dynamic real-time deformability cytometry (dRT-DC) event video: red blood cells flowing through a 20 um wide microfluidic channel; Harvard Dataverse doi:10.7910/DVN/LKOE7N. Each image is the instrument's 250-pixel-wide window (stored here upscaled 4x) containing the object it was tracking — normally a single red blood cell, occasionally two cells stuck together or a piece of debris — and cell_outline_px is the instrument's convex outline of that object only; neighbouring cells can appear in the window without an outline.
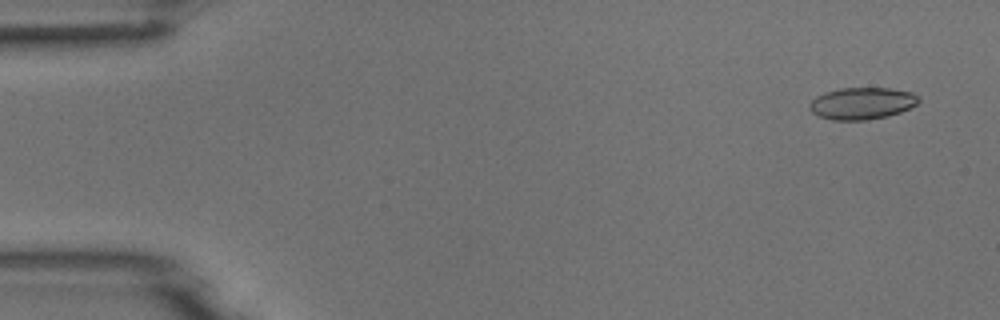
{"species": "common noctule bat (a hibernating species)", "species_latin": "Nyctalus noctula", "temperature_condition": "room temperature", "stored_images_in_passage": 6, "camera_frame_rate_fps": 3000, "um_per_image_px": 0.085, "animal": {"sex": "male", "body_mass_g": 18.8}, "frame": {"image": 1, "passage_image": 1, "time_ms": 0.0, "image_size_px": [1000, 320], "cell_outline_px": [[920, 100], [916, 104], [900, 112], [888, 116], [864, 120], [832, 120], [820, 116], [812, 112], [808, 104], [816, 96], [824, 92], [840, 88], [888, 88], [912, 92]], "centroid_in_image_um": [73.24, 8.78], "position_along_channel_um": 11.8, "area_um2": 20.17}}
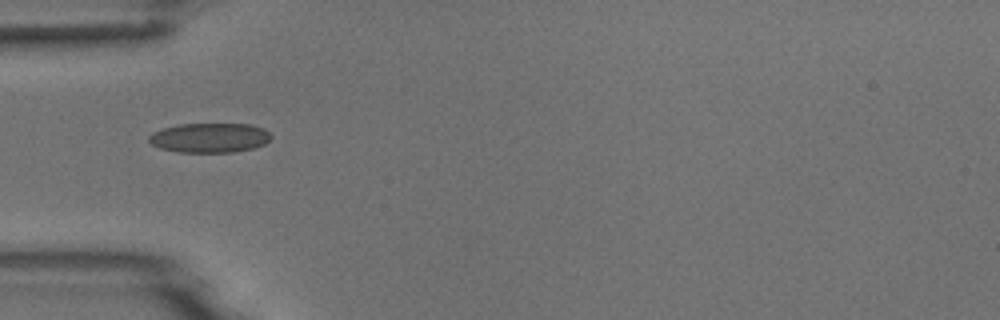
{"frame": {"image": 2, "passage_image": 5, "time_ms": 4.667, "image_size_px": [1000, 320], "cell_outline_px": [[272, 136], [264, 144], [252, 148], [232, 152], [176, 152], [160, 148], [152, 144], [148, 140], [148, 136], [152, 132], [164, 128], [180, 124], [252, 124], [264, 128]], "centroid_in_image_um": [17.81, 11.71], "position_along_channel_um": 67.2, "area_um2": 21.04}}